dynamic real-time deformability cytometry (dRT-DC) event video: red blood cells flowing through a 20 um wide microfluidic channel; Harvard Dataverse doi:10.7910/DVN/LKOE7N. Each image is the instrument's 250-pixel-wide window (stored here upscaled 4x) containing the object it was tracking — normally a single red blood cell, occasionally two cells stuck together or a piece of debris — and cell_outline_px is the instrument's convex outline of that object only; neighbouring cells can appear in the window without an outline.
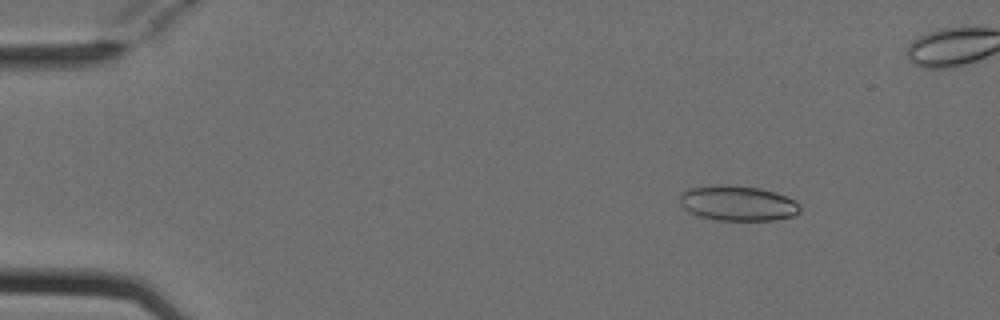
{"species": "Egyptian fruit bat (a non-hibernating species)", "species_latin": "Rousettus aegyptiacus", "temperature_condition": "cold", "stored_images_in_passage": 5, "camera_frame_rate_fps": 3000, "um_per_image_px": 0.085, "animal": {"sex": "female"}, "frame": {"image": 1, "passage_image": 2, "time_ms": 0.333, "image_size_px": [1000, 320], "cell_outline_px": [[800, 212], [792, 216], [776, 220], [716, 220], [700, 216], [688, 212], [680, 204], [680, 192], [688, 188], [720, 184], [728, 184], [760, 188], [776, 192], [800, 204]], "centroid_in_image_um": [62.68, 17.27], "position_along_channel_um": 22.3, "area_um2": 24.8}}